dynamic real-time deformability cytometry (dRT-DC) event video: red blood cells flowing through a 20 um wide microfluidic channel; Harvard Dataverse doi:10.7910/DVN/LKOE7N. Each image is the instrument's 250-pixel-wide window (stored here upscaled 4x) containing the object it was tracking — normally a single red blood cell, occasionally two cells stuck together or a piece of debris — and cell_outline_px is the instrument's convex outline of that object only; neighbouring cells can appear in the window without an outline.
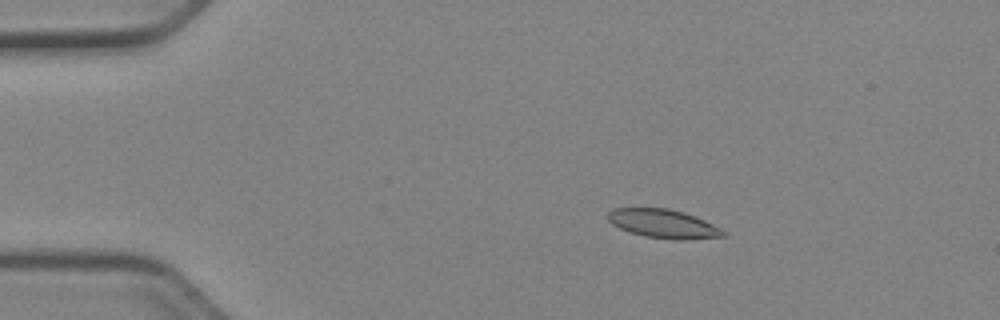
{"species": "Egyptian fruit bat (a non-hibernating species)", "species_latin": "Rousettus aegyptiacus", "temperature_condition": "cold", "stored_images_in_passage": 53, "camera_frame_rate_fps": 3000, "um_per_image_px": 0.085, "animal": {"sex": "female"}, "frame": {"image": 1, "passage_image": 10, "time_ms": 3.0, "image_size_px": [1000, 320], "cell_outline_px": [[728, 236], [684, 240], [676, 240], [644, 236], [620, 228], [612, 224], [604, 216], [612, 208], [668, 208], [684, 212], [704, 220], [728, 232]], "centroid_in_image_um": [56.39, 19.02], "position_along_channel_um": 28.6, "area_um2": 19.48}}
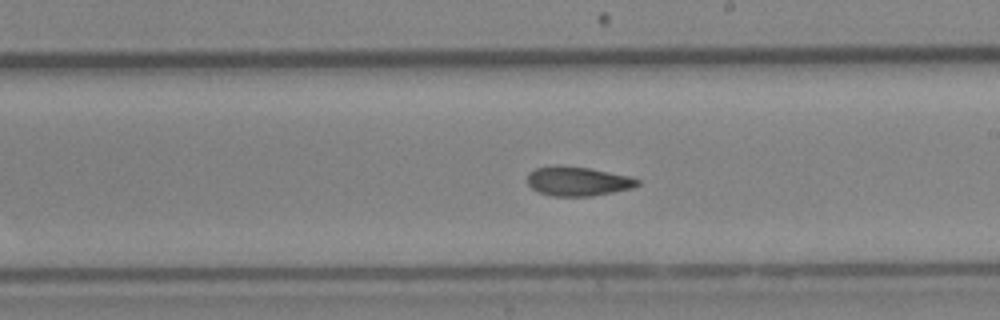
{"frame": {"image": 2, "passage_image": 31, "time_ms": 10.0, "image_size_px": [1000, 320], "cell_outline_px": [[640, 184], [632, 188], [592, 196], [552, 196], [540, 192], [532, 188], [528, 184], [528, 172], [536, 168], [552, 164], [556, 164], [588, 168], [628, 176], [640, 180]], "centroid_in_image_um": [49.08, 15.39], "position_along_channel_um": 239.9, "area_um2": 18.79}}
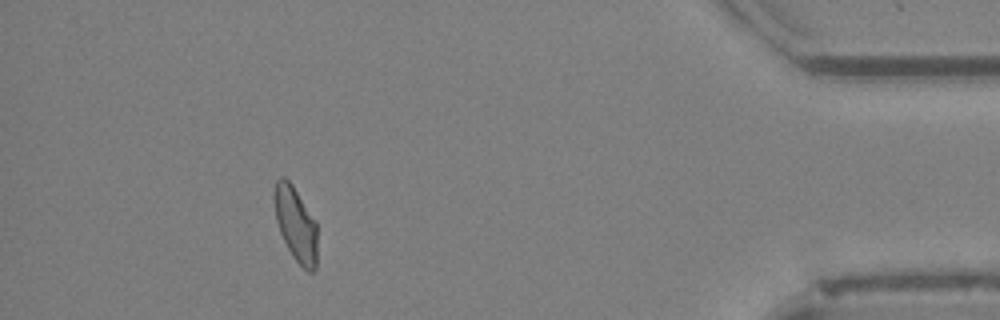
{"frame": {"image": 3, "passage_image": 48, "time_ms": 15.667, "image_size_px": [1000, 320], "cell_outline_px": [[316, 268], [312, 272], [308, 272], [292, 256], [280, 232], [276, 220], [272, 200], [272, 196], [276, 180], [280, 176], [284, 176], [292, 184], [316, 220]], "centroid_in_image_um": [25.11, 19.0], "position_along_channel_um": 410.1, "area_um2": 18.84}, "authors_computed_cell_mechanics": {"area_um2": 19.2474, "velocity_mm_per_s": 3.945, "shape_relaxation_time_tau1_ms": 6.791, "shape_relaxation_time_tau2_ms": 2.3902, "deformation_change_tau1": 0.1673, "deformation_change_tau2": 0.0822}}